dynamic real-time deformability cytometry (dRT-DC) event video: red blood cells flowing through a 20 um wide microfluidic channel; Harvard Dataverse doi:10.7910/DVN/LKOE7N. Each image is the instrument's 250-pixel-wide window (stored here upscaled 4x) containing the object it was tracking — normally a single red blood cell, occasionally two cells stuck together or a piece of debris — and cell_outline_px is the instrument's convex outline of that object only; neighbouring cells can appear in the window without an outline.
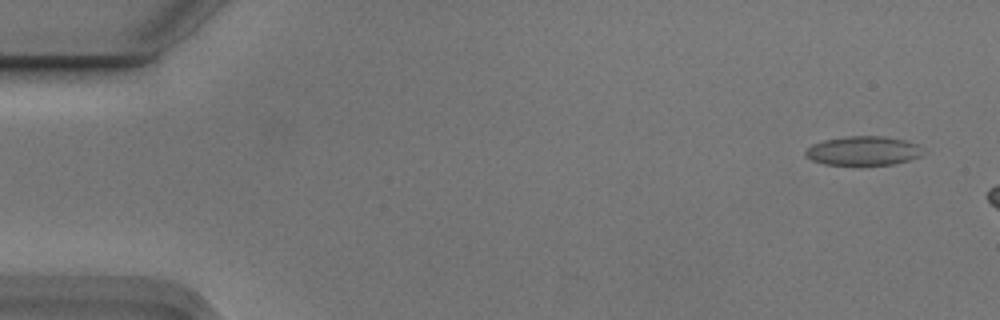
{"species": "Egyptian fruit bat (a non-hibernating species)", "species_latin": "Rousettus aegyptiacus", "temperature_condition": "cold", "stored_images_in_passage": 4, "camera_frame_rate_fps": 3000, "um_per_image_px": 0.085, "animal": {"sex": "male"}, "frame": {"image": 1, "passage_image": 1, "time_ms": 0.0, "image_size_px": [1000, 320], "cell_outline_px": [[920, 156], [908, 160], [892, 164], [824, 164], [812, 160], [804, 156], [804, 152], [812, 144], [824, 140], [844, 136], [884, 136], [904, 140], [920, 144]], "centroid_in_image_um": [73.33, 12.8], "position_along_channel_um": 11.7, "area_um2": 19.71}}